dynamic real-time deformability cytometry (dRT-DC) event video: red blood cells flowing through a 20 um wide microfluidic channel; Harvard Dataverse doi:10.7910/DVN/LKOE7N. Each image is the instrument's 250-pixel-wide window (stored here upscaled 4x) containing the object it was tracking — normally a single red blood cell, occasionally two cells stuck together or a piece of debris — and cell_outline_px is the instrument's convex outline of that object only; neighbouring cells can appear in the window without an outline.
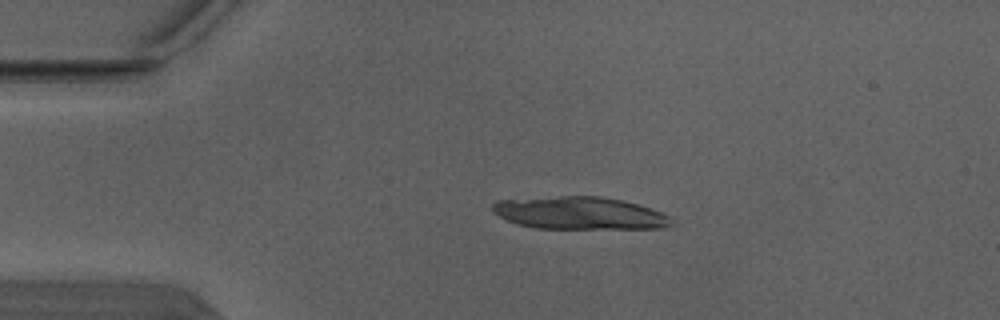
{"species": "Egyptian fruit bat (a non-hibernating species)", "species_latin": "Rousettus aegyptiacus", "temperature_condition": "warm", "stored_images_in_passage": 2, "camera_frame_rate_fps": 3000, "um_per_image_px": 0.085, "animal": {"sex": "male"}, "frame": {"image": 1, "passage_image": 2, "time_ms": 0.333, "image_size_px": [1000, 320], "cell_outline_px": [[672, 224], [660, 228], [536, 228], [516, 224], [492, 212], [492, 204], [496, 200], [560, 196], [600, 196], [624, 200], [640, 204], [660, 212], [668, 216]], "centroid_in_image_um": [49.23, 18.1], "position_along_channel_um": 35.8, "area_um2": 33.81}}